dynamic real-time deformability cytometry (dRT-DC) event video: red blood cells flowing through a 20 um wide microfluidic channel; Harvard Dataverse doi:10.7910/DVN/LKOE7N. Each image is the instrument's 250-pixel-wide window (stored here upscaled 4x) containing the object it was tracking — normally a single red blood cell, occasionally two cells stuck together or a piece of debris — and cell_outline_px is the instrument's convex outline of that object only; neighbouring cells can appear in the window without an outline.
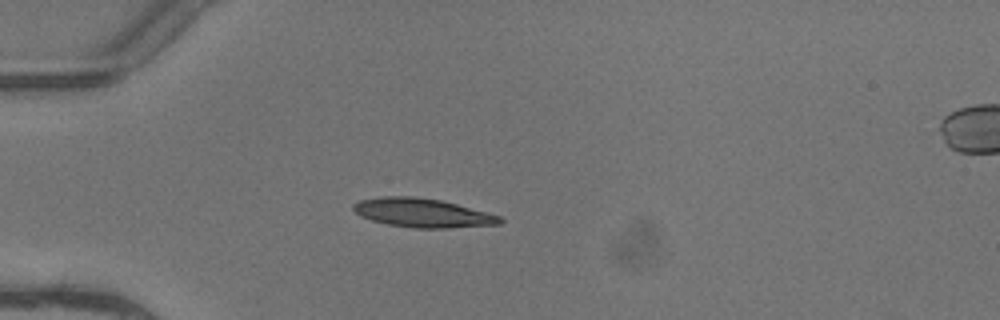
{"species": "common noctule bat (a hibernating species)", "species_latin": "Nyctalus noctula", "temperature_condition": "warm", "stored_images_in_passage": 4, "camera_frame_rate_fps": 3000, "um_per_image_px": 0.085, "animal": {"sex": "female"}, "frame": {"image": 1, "passage_image": 4, "time_ms": 1.0, "image_size_px": [1000, 320], "cell_outline_px": [[504, 220], [500, 224], [448, 228], [416, 228], [388, 224], [372, 220], [360, 216], [352, 208], [352, 204], [360, 200], [380, 196], [412, 196], [440, 200], [456, 204], [500, 216]], "centroid_in_image_um": [35.88, 18.09], "position_along_channel_um": 49.1, "area_um2": 24.51}}